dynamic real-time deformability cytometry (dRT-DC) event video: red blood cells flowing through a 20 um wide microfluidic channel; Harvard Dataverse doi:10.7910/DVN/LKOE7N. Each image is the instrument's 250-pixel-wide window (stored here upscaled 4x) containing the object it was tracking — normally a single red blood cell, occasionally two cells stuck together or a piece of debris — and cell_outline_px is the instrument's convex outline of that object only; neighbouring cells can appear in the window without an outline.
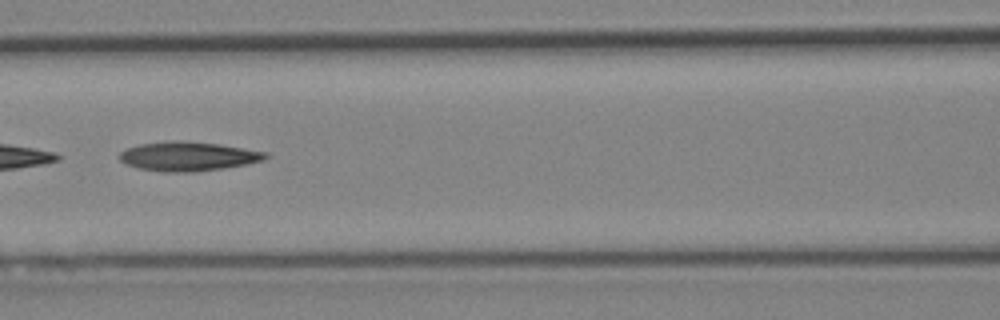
{"species": "Egyptian fruit bat (a non-hibernating species)", "species_latin": "Rousettus aegyptiacus", "temperature_condition": "cold", "stored_images_in_passage": 6, "camera_frame_rate_fps": 3000, "um_per_image_px": 0.085, "animal": {"sex": "female"}, "frame": {"image": 1, "passage_image": 5, "time_ms": 4.667, "image_size_px": [1000, 320], "cell_outline_px": [[272, 156], [264, 160], [248, 164], [224, 168], [196, 172], [164, 172], [136, 168], [120, 160], [116, 156], [120, 152], [128, 148], [140, 144], [172, 140], [176, 140], [220, 144], [268, 152]], "centroid_in_image_um": [16.02, 13.29], "position_along_channel_um": 150.6, "area_um2": 25.14}}
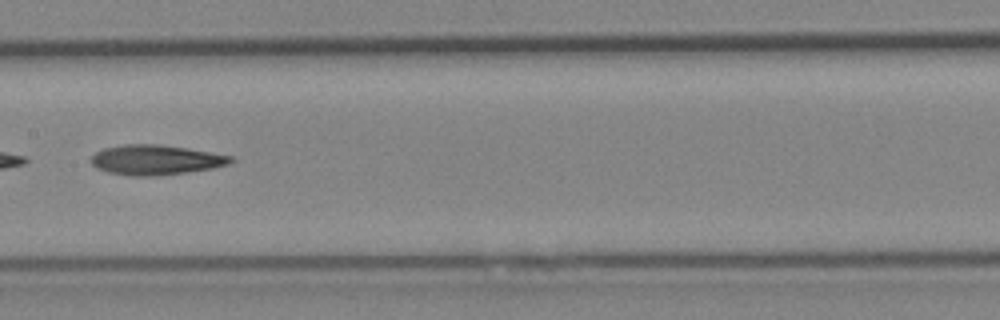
{"frame": {"image": 2, "passage_image": 6, "time_ms": 5.667, "image_size_px": [1000, 320], "cell_outline_px": [[236, 160], [228, 164], [212, 168], [156, 176], [132, 176], [108, 172], [96, 168], [88, 160], [96, 152], [104, 148], [124, 144], [160, 144], [232, 156]], "centroid_in_image_um": [13.19, 13.59], "position_along_channel_um": 194.2, "area_um2": 24.22}}